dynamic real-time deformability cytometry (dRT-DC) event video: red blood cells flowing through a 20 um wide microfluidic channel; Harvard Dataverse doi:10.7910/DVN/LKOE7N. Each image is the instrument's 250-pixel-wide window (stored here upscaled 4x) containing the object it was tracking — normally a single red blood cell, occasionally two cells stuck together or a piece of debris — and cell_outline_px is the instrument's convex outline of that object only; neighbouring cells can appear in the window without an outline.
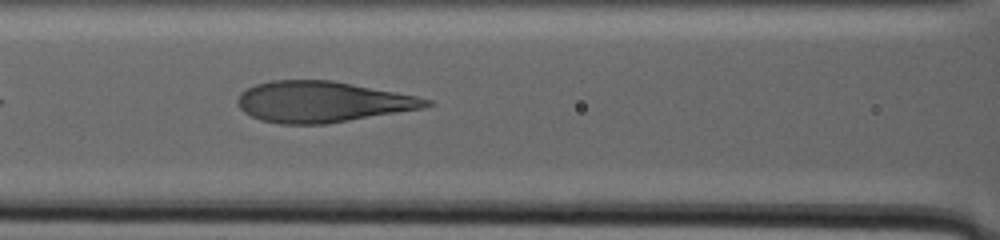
{"species": "human", "species_latin": "Homo sapiens", "temperature_condition": "warm", "stored_images_in_passage": 18, "camera_frame_rate_fps": 3000, "um_per_image_px": 0.085, "donor": {"sex": "male"}, "frame": {"image": 1, "passage_image": 6, "time_ms": 4.0, "image_size_px": [1000, 240], "cell_outline_px": [[436, 104], [424, 108], [328, 124], [280, 124], [260, 120], [244, 112], [236, 104], [236, 100], [240, 92], [256, 84], [272, 80], [332, 80], [416, 96], [432, 100]], "centroid_in_image_um": [27.39, 8.66], "position_along_channel_um": 139.2, "area_um2": 45.14}}
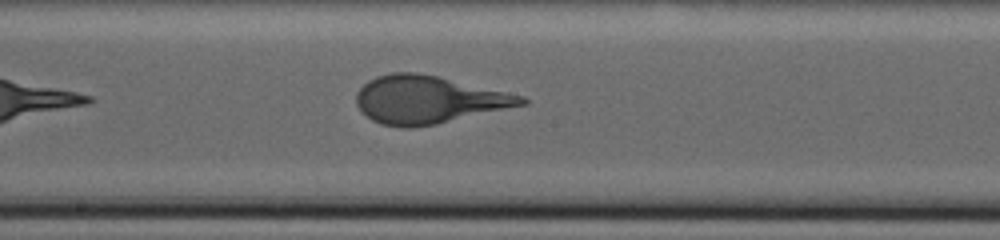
{"frame": {"image": 2, "passage_image": 11, "time_ms": 7.667, "image_size_px": [1000, 240], "cell_outline_px": [[528, 104], [436, 124], [412, 128], [404, 128], [380, 124], [372, 120], [360, 112], [356, 104], [356, 92], [368, 80], [376, 76], [392, 72], [416, 72], [436, 76], [524, 96], [528, 100]], "centroid_in_image_um": [36.36, 8.48], "position_along_channel_um": 211.8, "area_um2": 45.89}}
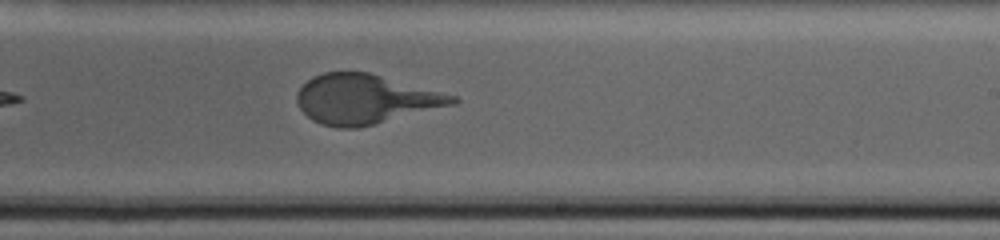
{"frame": {"image": 3, "passage_image": 14, "time_ms": 10.0, "image_size_px": [1000, 240], "cell_outline_px": [[460, 100], [456, 104], [356, 128], [336, 128], [320, 124], [312, 120], [300, 108], [296, 100], [296, 92], [312, 76], [324, 72], [368, 72], [456, 96]], "centroid_in_image_um": [31.01, 8.43], "position_along_channel_um": 258.0, "area_um2": 44.51}}